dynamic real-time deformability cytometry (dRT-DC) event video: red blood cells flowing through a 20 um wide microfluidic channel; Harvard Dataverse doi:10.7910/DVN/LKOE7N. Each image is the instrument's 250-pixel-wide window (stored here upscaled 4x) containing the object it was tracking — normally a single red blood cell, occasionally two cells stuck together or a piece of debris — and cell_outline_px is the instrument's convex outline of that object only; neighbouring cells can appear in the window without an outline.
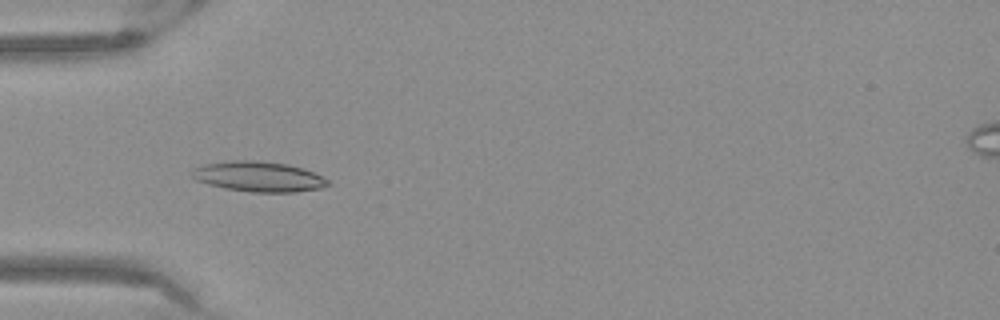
{"species": "Egyptian fruit bat (a non-hibernating species)", "species_latin": "Rousettus aegyptiacus", "temperature_condition": "warm", "stored_images_in_passage": 5, "camera_frame_rate_fps": 3000, "um_per_image_px": 0.085, "frame": {"image": 1, "passage_image": 2, "time_ms": 0.333, "image_size_px": [1000, 320], "cell_outline_px": [[332, 184], [320, 188], [296, 192], [252, 192], [224, 188], [208, 184], [196, 180], [192, 176], [192, 168], [204, 164], [232, 160], [256, 160], [288, 164], [304, 168], [328, 180]], "centroid_in_image_um": [21.97, 15.0], "position_along_channel_um": 63.0, "area_um2": 23.99}}
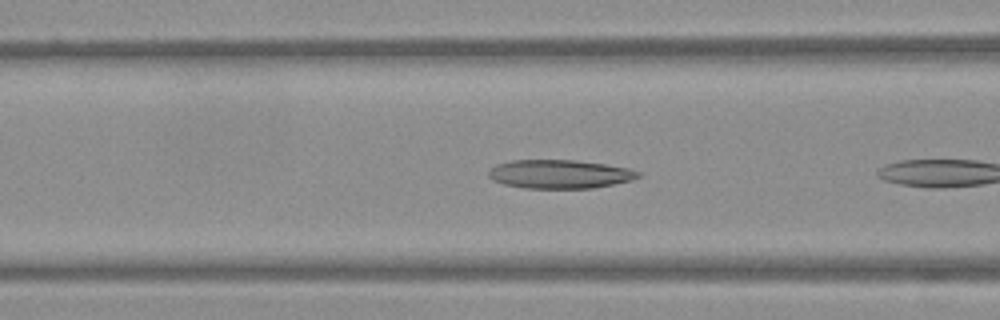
{"frame": {"image": 2, "passage_image": 4, "time_ms": 1.0, "image_size_px": [1000, 320], "cell_outline_px": [[640, 176], [632, 180], [592, 188], [524, 188], [504, 184], [492, 180], [488, 176], [488, 172], [496, 164], [512, 160], [576, 160], [604, 164], [628, 168], [640, 172]], "centroid_in_image_um": [47.55, 14.79], "position_along_channel_um": 119.0, "area_um2": 24.91}}